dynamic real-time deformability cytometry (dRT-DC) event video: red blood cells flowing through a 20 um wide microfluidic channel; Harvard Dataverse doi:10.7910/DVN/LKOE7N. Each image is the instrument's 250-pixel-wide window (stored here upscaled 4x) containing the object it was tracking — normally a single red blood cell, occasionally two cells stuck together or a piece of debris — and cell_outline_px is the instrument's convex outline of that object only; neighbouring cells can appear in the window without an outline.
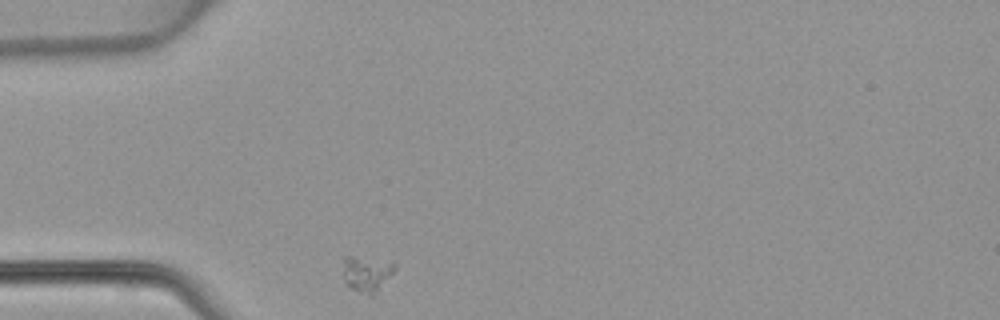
{"species": "common noctule bat (a hibernating species)", "species_latin": "Nyctalus noctula", "temperature_condition": "warm", "stored_images_in_passage": 27, "camera_frame_rate_fps": 3000, "um_per_image_px": 0.085, "animal": {"sex": "female", "body_mass_g": 22.7, "forearm_length_mm": 54.2}, "frame": {"image": 1, "passage_image": 1, "time_ms": 0.0, "image_size_px": [1000, 320], "cell_outline_px": [[396, 268], [372, 296], [368, 296], [348, 288], [344, 284], [344, 256], [352, 256], [396, 260]], "centroid_in_image_um": [31.18, 23.24], "position_along_channel_um": 53.8, "area_um2": 11.1}}
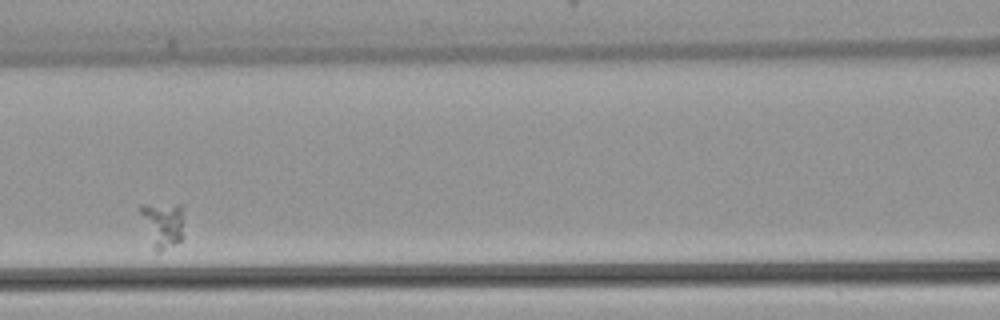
{"frame": {"image": 2, "passage_image": 10, "time_ms": 3.0, "image_size_px": [1000, 320], "cell_outline_px": [[184, 236], [180, 240], [160, 252], [156, 252], [140, 212], [140, 204], [184, 204]], "centroid_in_image_um": [13.92, 19.02], "position_along_channel_um": 152.7, "area_um2": 11.68}}
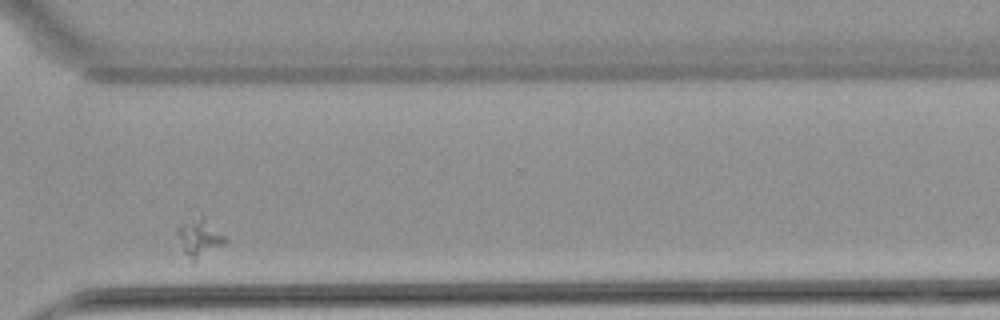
{"frame": {"image": 3, "passage_image": 26, "time_ms": 8.333, "image_size_px": [1000, 320], "cell_outline_px": [[228, 240], [224, 244], [192, 264], [184, 252], [176, 232], [180, 224], [200, 212]], "centroid_in_image_um": [16.93, 20.19], "position_along_channel_um": 353.7, "area_um2": 10.81}}